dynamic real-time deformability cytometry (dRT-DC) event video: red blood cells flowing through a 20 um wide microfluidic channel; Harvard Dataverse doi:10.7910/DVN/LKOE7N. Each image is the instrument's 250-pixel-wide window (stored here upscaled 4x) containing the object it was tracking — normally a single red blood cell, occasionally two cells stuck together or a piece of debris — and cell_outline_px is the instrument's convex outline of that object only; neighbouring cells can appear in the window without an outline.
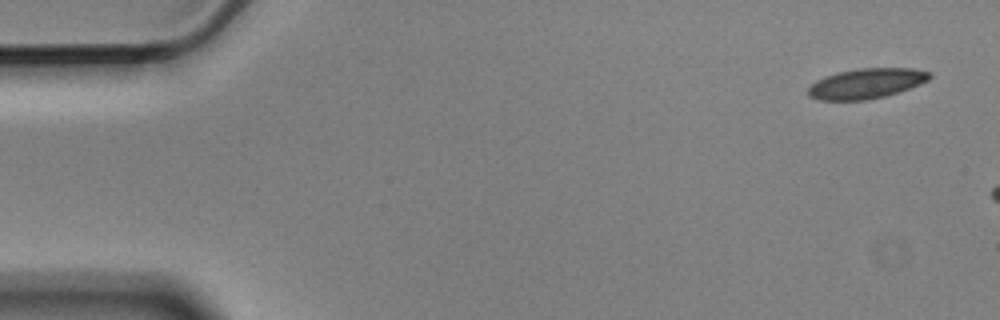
{"species": "Egyptian fruit bat (a non-hibernating species)", "species_latin": "Rousettus aegyptiacus", "temperature_condition": "cold", "stored_images_in_passage": 3, "camera_frame_rate_fps": 3000, "um_per_image_px": 0.085, "animal": {"sex": "male"}, "frame": {"image": 1, "passage_image": 1, "time_ms": 0.0, "image_size_px": [1000, 320], "cell_outline_px": [[932, 76], [928, 80], [920, 84], [884, 96], [868, 100], [820, 100], [808, 96], [808, 88], [816, 80], [824, 76], [836, 72], [860, 68], [912, 68], [932, 72]], "centroid_in_image_um": [73.62, 7.09], "position_along_channel_um": 11.4, "area_um2": 21.33}}